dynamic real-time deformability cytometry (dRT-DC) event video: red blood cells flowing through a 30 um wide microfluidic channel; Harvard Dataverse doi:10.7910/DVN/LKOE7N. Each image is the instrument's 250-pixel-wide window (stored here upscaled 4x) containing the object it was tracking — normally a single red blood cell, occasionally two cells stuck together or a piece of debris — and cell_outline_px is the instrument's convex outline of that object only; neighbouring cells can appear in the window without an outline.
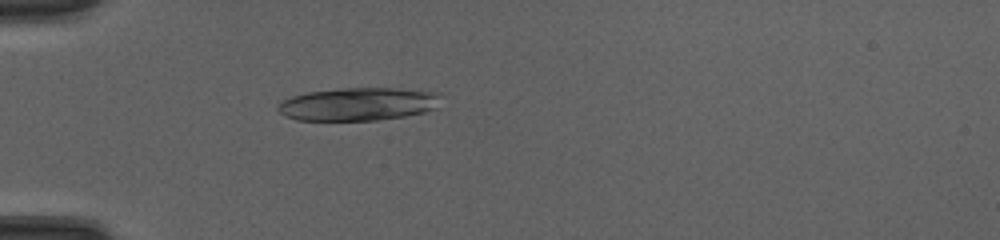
{"species": "common noctule bat (a hibernating species)", "species_latin": "Nyctalus noctula", "temperature_condition": "cold", "stored_images_in_passage": 34, "camera_frame_rate_fps": 3000, "um_per_image_px": 0.085, "animal": {"sex": "female", "body_mass_g": 20.0, "forearm_length_mm": 54.0}, "frame": {"image": 1, "passage_image": 1, "time_ms": 0.0, "image_size_px": [1000, 240], "cell_outline_px": [[444, 96], [436, 108], [424, 112], [404, 116], [376, 120], [296, 120], [280, 112], [276, 108], [284, 100], [292, 96], [308, 92], [344, 88], [392, 88], [440, 92]], "centroid_in_image_um": [30.52, 8.84], "position_along_channel_um": 54.5, "area_um2": 31.33}}